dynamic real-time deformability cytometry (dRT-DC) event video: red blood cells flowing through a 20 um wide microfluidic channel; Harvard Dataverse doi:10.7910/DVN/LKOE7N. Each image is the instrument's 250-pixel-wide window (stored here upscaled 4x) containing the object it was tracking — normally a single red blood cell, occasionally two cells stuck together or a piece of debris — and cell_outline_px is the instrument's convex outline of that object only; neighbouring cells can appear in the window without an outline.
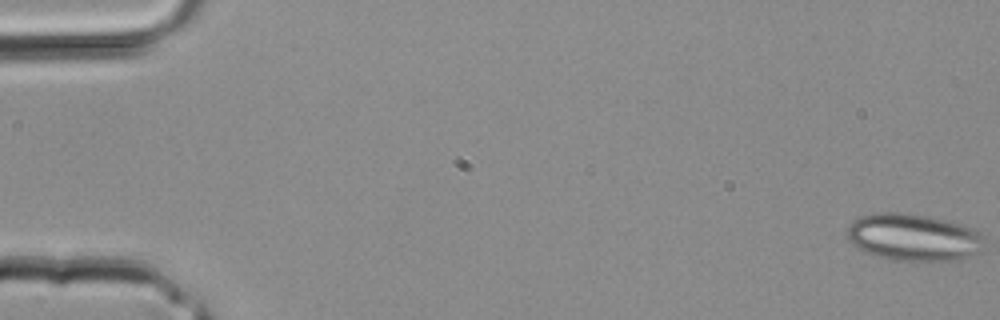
{"species": "common noctule bat (a hibernating species)", "species_latin": "Nyctalus noctula", "temperature_condition": "room temperature", "stored_images_in_passage": 4, "camera_frame_rate_fps": 3000, "um_per_image_px": 0.085, "animal": {"sex": "male", "body_mass_g": 20.4}, "frame": {"image": 1, "passage_image": 1, "time_ms": 0.0, "image_size_px": [1000, 320], "cell_outline_px": [[984, 236], [980, 252], [960, 260], [892, 260], [876, 256], [852, 244], [848, 240], [848, 224], [860, 216], [876, 212], [904, 212], [928, 216], [960, 224], [972, 228], [980, 232]], "centroid_in_image_um": [77.64, 20.16], "position_along_channel_um": 7.4, "area_um2": 37.63}}
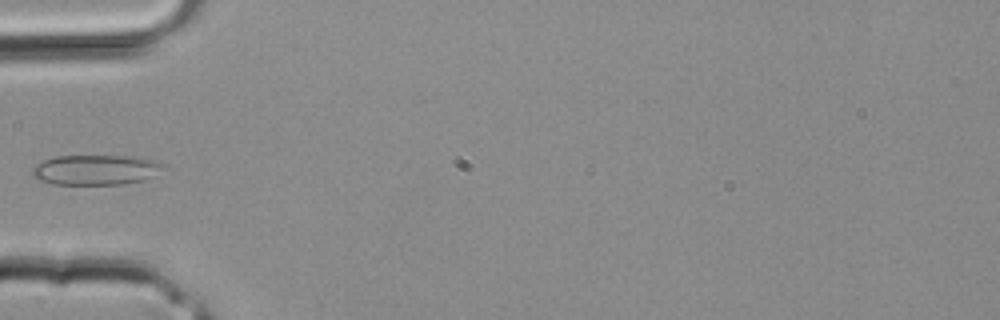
{"frame": {"image": 2, "passage_image": 4, "time_ms": 1.0, "image_size_px": [1000, 320], "cell_outline_px": [[164, 164], [152, 176], [144, 180], [124, 184], [52, 184], [40, 180], [32, 176], [32, 168], [36, 164], [44, 160], [56, 156], [136, 156]], "centroid_in_image_um": [8.07, 14.44], "position_along_channel_um": 76.9, "area_um2": 22.72}}